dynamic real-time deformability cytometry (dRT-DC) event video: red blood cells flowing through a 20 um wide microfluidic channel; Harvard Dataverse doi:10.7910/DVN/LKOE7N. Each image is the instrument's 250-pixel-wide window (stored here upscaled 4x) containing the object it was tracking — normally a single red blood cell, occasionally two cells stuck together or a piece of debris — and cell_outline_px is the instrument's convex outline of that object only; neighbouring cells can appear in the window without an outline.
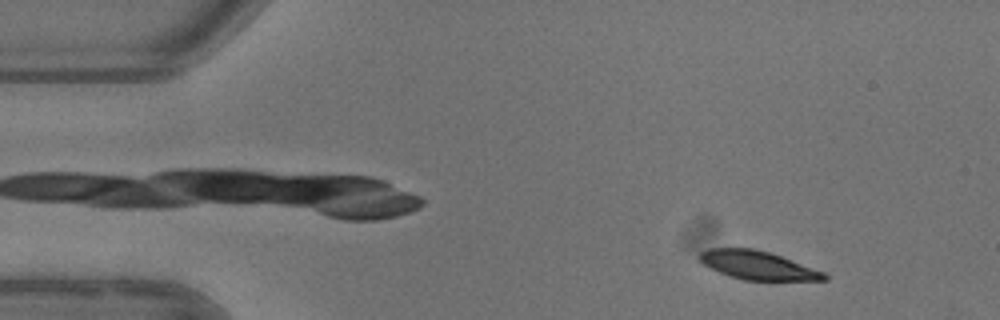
{"species": "common noctule bat (a hibernating species)", "species_latin": "Nyctalus noctula", "temperature_condition": "warm", "stored_images_in_passage": 3, "camera_frame_rate_fps": 3000, "um_per_image_px": 0.085, "animal": {"sex": "female"}, "frame": {"image": 1, "passage_image": 1, "time_ms": 0.0, "image_size_px": [1000, 320], "cell_outline_px": [[828, 280], [744, 280], [728, 276], [708, 268], [696, 256], [700, 252], [708, 248], [756, 248], [780, 256], [824, 272], [828, 276]], "centroid_in_image_um": [64.34, 22.54], "position_along_channel_um": 20.7, "area_um2": 20.75}}
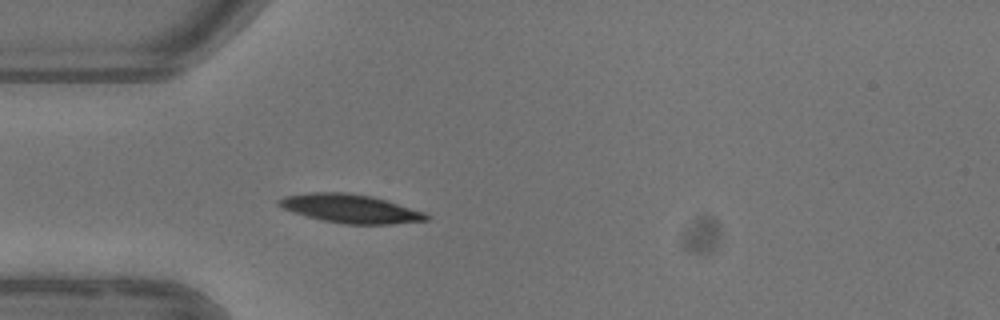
{"frame": {"image": 2, "passage_image": 3, "time_ms": 3.0, "image_size_px": [1000, 320], "cell_outline_px": [[432, 216], [428, 220], [392, 224], [344, 224], [324, 220], [292, 212], [276, 204], [276, 200], [284, 196], [308, 192], [348, 192], [372, 196], [424, 212]], "centroid_in_image_um": [29.77, 17.72], "position_along_channel_um": 55.2, "area_um2": 24.57}}